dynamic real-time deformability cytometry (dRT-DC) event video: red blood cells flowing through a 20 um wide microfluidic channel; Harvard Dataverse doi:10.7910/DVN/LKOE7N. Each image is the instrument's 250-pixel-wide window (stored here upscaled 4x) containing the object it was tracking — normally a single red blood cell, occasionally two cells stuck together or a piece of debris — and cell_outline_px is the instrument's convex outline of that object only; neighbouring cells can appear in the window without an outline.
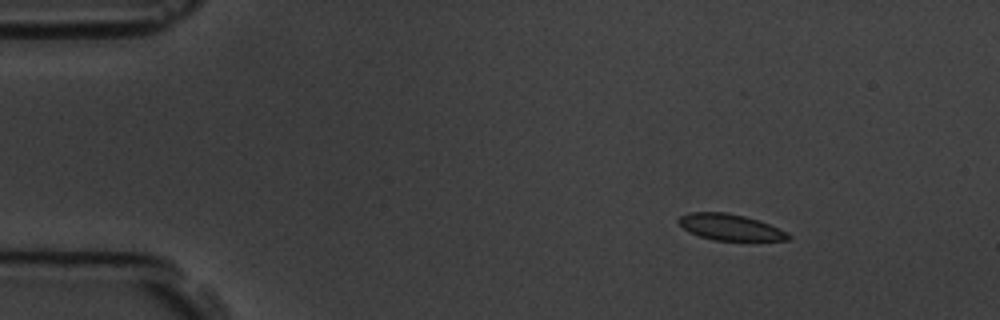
{"species": "common noctule bat (a hibernating species)", "species_latin": "Nyctalus noctula", "temperature_condition": "room temperature", "stored_images_in_passage": 5, "camera_frame_rate_fps": 3000, "um_per_image_px": 0.085, "animal": {"sex": "male", "body_mass_g": 19.5, "forearm_length_mm": 54.6}, "frame": {"image": 1, "passage_image": 1, "time_ms": 0.0, "image_size_px": [1000, 320], "cell_outline_px": [[792, 240], [712, 240], [688, 232], [676, 220], [680, 216], [688, 212], [724, 212], [744, 216], [768, 224], [788, 232], [792, 236]], "centroid_in_image_um": [62.05, 19.31], "position_along_channel_um": 23.0, "area_um2": 16.65}}
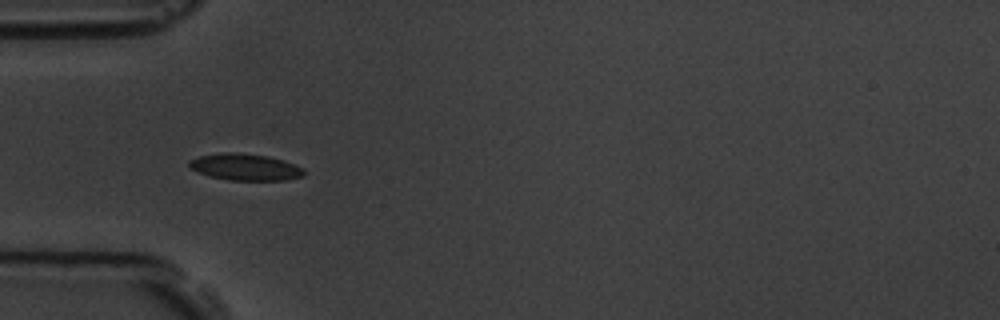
{"frame": {"image": 2, "passage_image": 4, "time_ms": 3.333, "image_size_px": [1000, 320], "cell_outline_px": [[304, 176], [284, 180], [228, 180], [212, 176], [200, 172], [192, 168], [188, 164], [188, 160], [200, 156], [220, 152], [236, 152], [268, 156], [284, 160], [304, 168]], "centroid_in_image_um": [20.87, 14.19], "position_along_channel_um": 64.1, "area_um2": 17.74}}
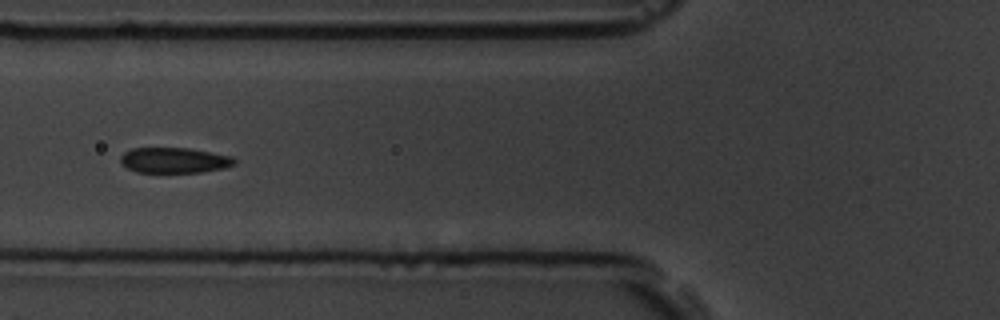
{"frame": {"image": 3, "passage_image": 5, "time_ms": 4.667, "image_size_px": [1000, 320], "cell_outline_px": [[236, 164], [224, 168], [200, 172], [136, 172], [128, 168], [120, 160], [120, 156], [124, 152], [132, 148], [188, 148], [232, 156], [236, 160]], "centroid_in_image_um": [14.82, 13.62], "position_along_channel_um": 111.0, "area_um2": 16.82}}